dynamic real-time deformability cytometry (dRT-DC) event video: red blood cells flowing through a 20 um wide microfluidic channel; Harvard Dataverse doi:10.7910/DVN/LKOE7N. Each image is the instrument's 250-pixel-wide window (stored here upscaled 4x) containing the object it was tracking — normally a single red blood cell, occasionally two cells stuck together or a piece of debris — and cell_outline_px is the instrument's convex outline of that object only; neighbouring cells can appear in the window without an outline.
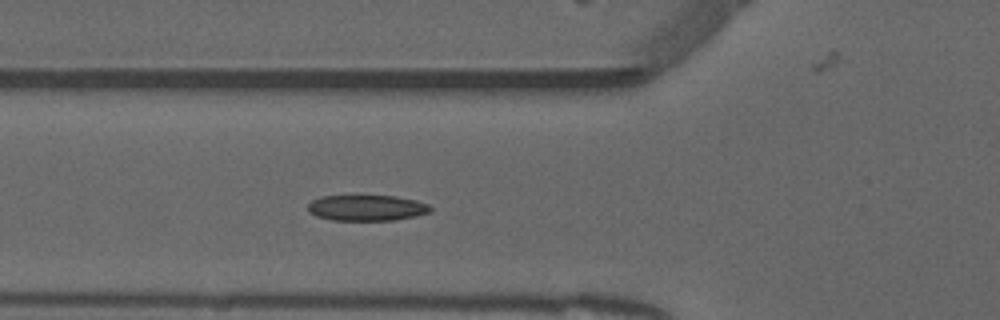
{"species": "common noctule bat (a hibernating species)", "species_latin": "Nyctalus noctula", "temperature_condition": "warm", "stored_images_in_passage": 50, "camera_frame_rate_fps": 3000, "um_per_image_px": 0.085, "animal": {"sex": "male", "forearm_length_mm": 52.5}, "frame": {"image": 1, "passage_image": 15, "time_ms": 4.667, "image_size_px": [1000, 320], "cell_outline_px": [[432, 212], [416, 216], [396, 220], [332, 220], [316, 216], [308, 212], [308, 204], [312, 200], [320, 196], [396, 196], [416, 200], [428, 204], [432, 208]], "centroid_in_image_um": [31.19, 17.67], "position_along_channel_um": 94.6, "area_um2": 18.55}}
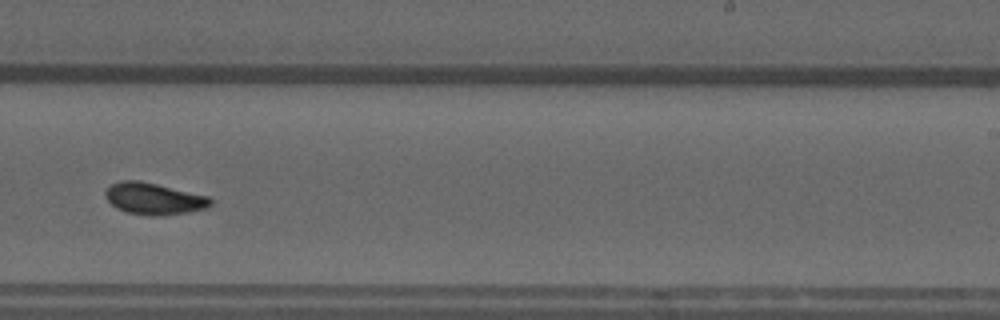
{"frame": {"image": 2, "passage_image": 29, "time_ms": 9.333, "image_size_px": [1000, 320], "cell_outline_px": [[212, 204], [208, 208], [184, 212], [156, 216], [148, 216], [128, 212], [116, 208], [104, 196], [104, 192], [112, 184], [120, 180], [140, 180], [208, 196], [212, 200]], "centroid_in_image_um": [13.06, 16.88], "position_along_channel_um": 275.9, "area_um2": 19.31}, "authors_computed_cell_mechanics": {"area_um2": 18.7272, "velocity_mm_per_s": 3.8925, "shape_relaxation_time_tau1_ms": 6.2659, "shape_relaxation_time_tau2_ms": 1.6323, "deformation_change_tau1": 0.1706, "deformation_change_tau2": 0.0683}}